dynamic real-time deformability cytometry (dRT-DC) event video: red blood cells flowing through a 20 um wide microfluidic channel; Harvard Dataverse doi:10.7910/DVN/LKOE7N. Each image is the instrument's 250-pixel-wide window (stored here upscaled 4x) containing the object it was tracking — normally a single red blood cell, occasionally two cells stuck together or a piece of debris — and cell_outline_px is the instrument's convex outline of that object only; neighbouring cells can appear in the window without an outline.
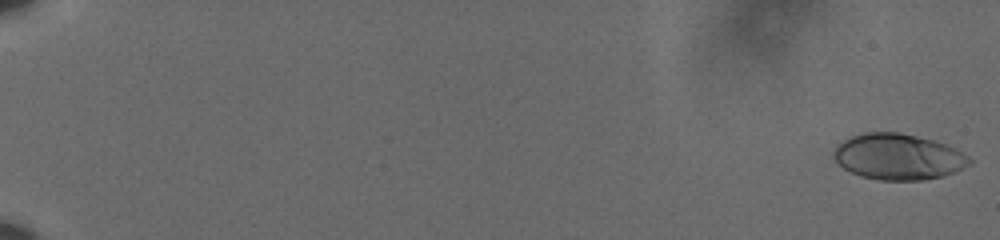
{"species": "human", "species_latin": "Homo sapiens", "temperature_condition": "cold", "stored_images_in_passage": 60, "camera_frame_rate_fps": 3000, "um_per_image_px": 0.085, "donor": {"sex": "male"}, "frame": {"image": 1, "passage_image": 1, "time_ms": 0.0, "image_size_px": [1000, 240], "cell_outline_px": [[972, 164], [944, 176], [924, 180], [880, 180], [860, 176], [844, 168], [836, 160], [832, 152], [844, 140], [852, 136], [864, 132], [900, 132], [932, 140], [944, 144], [968, 156], [972, 160]], "centroid_in_image_um": [76.35, 13.33], "position_along_channel_um": 8.6, "area_um2": 36.01}}
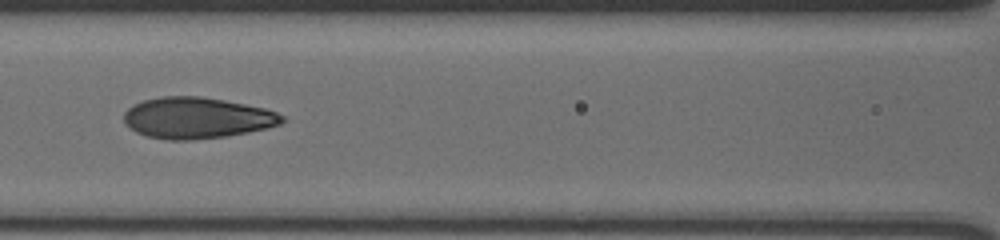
{"frame": {"image": 2, "passage_image": 31, "time_ms": 10.0, "image_size_px": [1000, 240], "cell_outline_px": [[284, 120], [280, 124], [268, 128], [248, 132], [224, 136], [192, 140], [168, 140], [148, 136], [136, 132], [124, 124], [124, 112], [128, 108], [144, 100], [160, 96], [200, 96], [224, 100], [264, 108], [276, 112], [284, 116]], "centroid_in_image_um": [16.72, 10.02], "position_along_channel_um": 149.9, "area_um2": 37.86}}
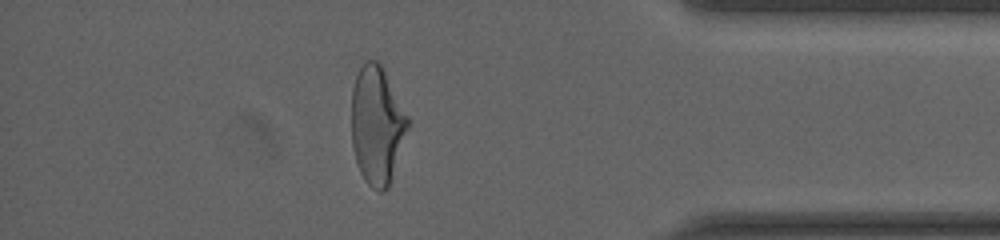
{"frame": {"image": 3, "passage_image": 54, "time_ms": 17.667, "image_size_px": [1000, 240], "cell_outline_px": [[408, 128], [388, 188], [384, 192], [380, 192], [372, 188], [364, 180], [360, 172], [352, 148], [352, 88], [356, 76], [364, 60], [376, 60], [380, 64], [408, 116]], "centroid_in_image_um": [32.02, 10.66], "position_along_channel_um": 403.2, "area_um2": 38.32}, "authors_computed_cell_mechanics": {"area_um2": 36.9342, "velocity_mm_per_s": 3.6114, "shape_relaxation_time_tau1_ms": 4.1046, "shape_relaxation_time_tau2_ms": 1.1606, "deformation_change_tau1": 0.1782, "deformation_change_tau2": 0.0642}}